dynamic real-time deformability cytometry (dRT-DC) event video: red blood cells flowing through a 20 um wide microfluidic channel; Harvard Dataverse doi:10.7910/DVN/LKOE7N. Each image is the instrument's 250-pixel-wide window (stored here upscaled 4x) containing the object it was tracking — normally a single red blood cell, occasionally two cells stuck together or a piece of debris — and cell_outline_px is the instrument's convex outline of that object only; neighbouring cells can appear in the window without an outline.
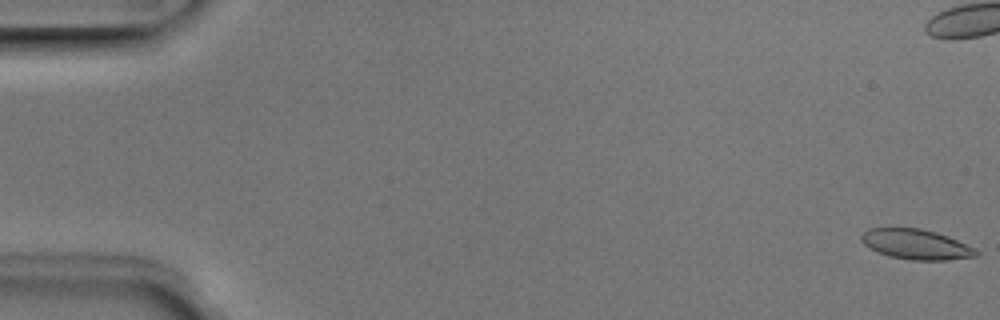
{"species": "Egyptian fruit bat (a non-hibernating species)", "species_latin": "Rousettus aegyptiacus", "temperature_condition": "room temperature", "stored_images_in_passage": 53, "camera_frame_rate_fps": 3000, "um_per_image_px": 0.085, "animal": {"sex": "male"}, "frame": {"image": 1, "passage_image": 1, "time_ms": 0.0, "image_size_px": [1000, 320], "cell_outline_px": [[980, 256], [948, 260], [912, 260], [888, 256], [864, 244], [860, 240], [860, 236], [868, 228], [920, 228], [936, 232], [948, 236], [976, 248], [980, 252]], "centroid_in_image_um": [77.92, 20.77], "position_along_channel_um": 7.1, "area_um2": 20.23}}
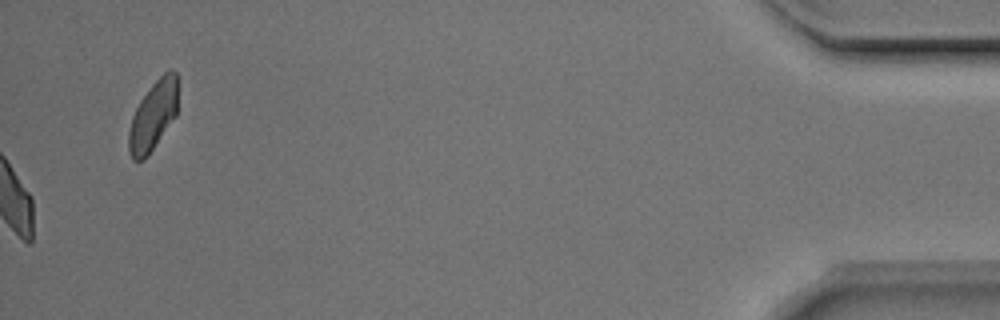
{"frame": {"image": 2, "passage_image": 53, "time_ms": 17.333, "image_size_px": [1000, 320], "cell_outline_px": [[176, 116], [148, 156], [144, 160], [132, 160], [128, 152], [128, 132], [132, 116], [140, 100], [152, 84], [168, 68], [176, 72]], "centroid_in_image_um": [12.99, 9.87], "position_along_channel_um": 422.2, "area_um2": 19.83}, "authors_computed_cell_mechanics": {"area_um2": 20.23, "velocity_mm_per_s": 3.9279, "shape_relaxation_time_tau1_ms": 2.7691, "shape_relaxation_time_tau2_ms": 1.1668, "deformation_change_tau1": 0.1107, "deformation_change_tau2": 0.0677}}